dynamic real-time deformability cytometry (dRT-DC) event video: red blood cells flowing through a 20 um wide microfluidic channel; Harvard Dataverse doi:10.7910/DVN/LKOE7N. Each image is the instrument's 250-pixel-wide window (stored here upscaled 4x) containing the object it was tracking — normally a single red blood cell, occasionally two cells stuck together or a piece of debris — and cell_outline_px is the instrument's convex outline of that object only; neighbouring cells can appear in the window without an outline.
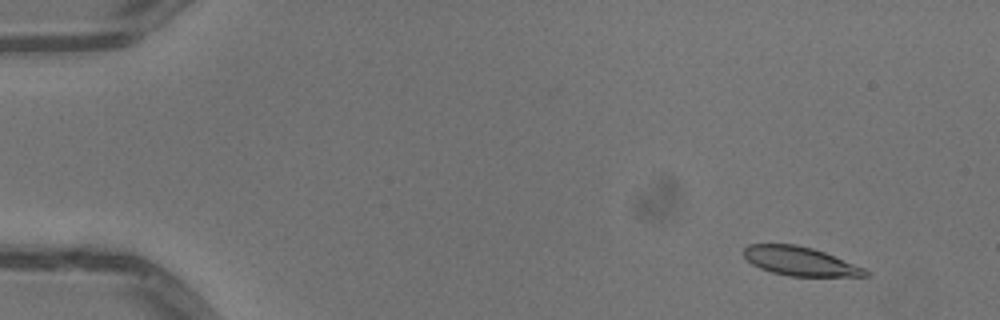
{"species": "common noctule bat (a hibernating species)", "species_latin": "Nyctalus noctula", "temperature_condition": "warm", "stored_images_in_passage": 53, "camera_frame_rate_fps": 3000, "um_per_image_px": 0.085, "animal": {"sex": "male", "body_mass_g": 13.3}, "frame": {"image": 1, "passage_image": 5, "time_ms": 1.333, "image_size_px": [1000, 320], "cell_outline_px": [[868, 276], [788, 276], [772, 272], [760, 268], [752, 264], [744, 256], [744, 248], [748, 244], [796, 244], [812, 248], [824, 252], [864, 268], [868, 272]], "centroid_in_image_um": [67.97, 22.2], "position_along_channel_um": 17.0, "area_um2": 20.23}}
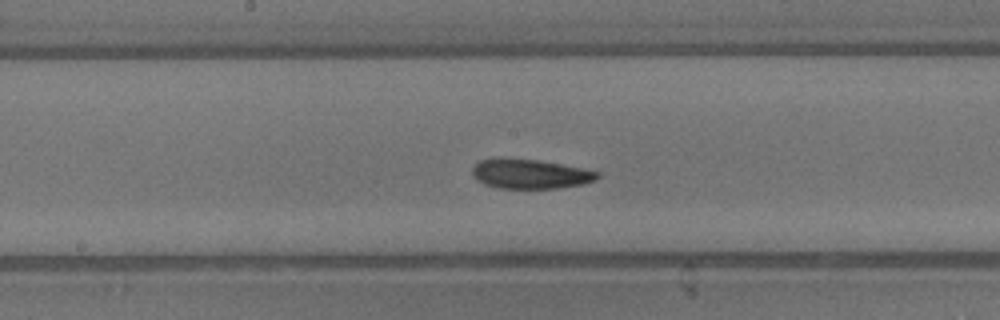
{"frame": {"image": 2, "passage_image": 28, "time_ms": 9.0, "image_size_px": [1000, 320], "cell_outline_px": [[600, 176], [596, 180], [584, 184], [556, 188], [500, 188], [484, 184], [476, 180], [472, 176], [472, 168], [480, 160], [536, 160], [584, 168], [600, 172]], "centroid_in_image_um": [45.12, 14.81], "position_along_channel_um": 203.1, "area_um2": 21.04}}
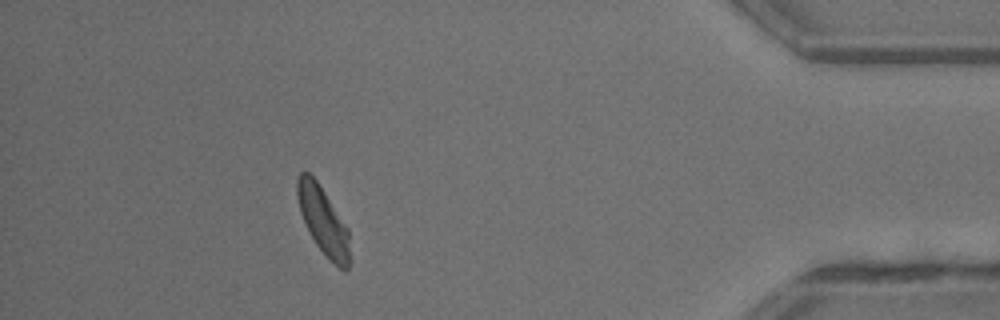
{"frame": {"image": 3, "passage_image": 47, "time_ms": 15.333, "image_size_px": [1000, 320], "cell_outline_px": [[352, 260], [348, 268], [344, 272], [316, 244], [300, 212], [296, 196], [296, 180], [300, 172], [308, 172], [316, 180], [348, 228]], "centroid_in_image_um": [27.49, 18.77], "position_along_channel_um": 407.7, "area_um2": 20.46}, "authors_computed_cell_mechanics": {"area_um2": 21.3282, "velocity_mm_per_s": 4.0317, "shape_relaxation_time_tau1_ms": 4.4563, "shape_relaxation_time_tau2_ms": 5.3495, "deformation_change_tau1": 0.1184, "deformation_change_tau2": 0.1127}}